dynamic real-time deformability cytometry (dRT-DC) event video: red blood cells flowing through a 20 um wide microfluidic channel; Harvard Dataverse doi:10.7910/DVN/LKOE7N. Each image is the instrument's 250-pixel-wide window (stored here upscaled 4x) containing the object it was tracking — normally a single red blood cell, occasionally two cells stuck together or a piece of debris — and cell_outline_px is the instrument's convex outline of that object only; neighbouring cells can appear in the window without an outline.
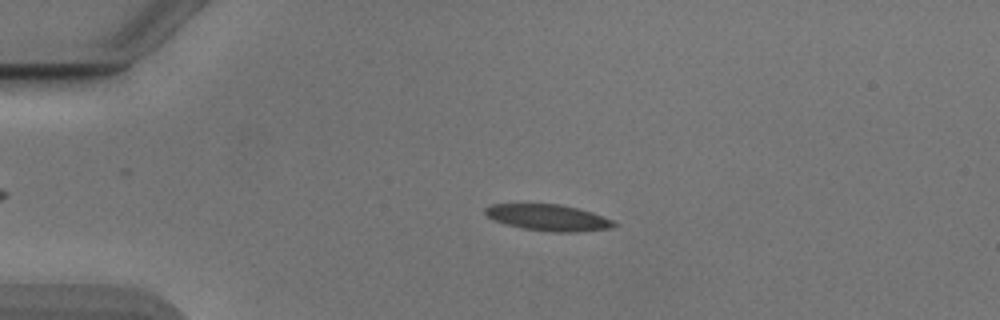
{"species": "Egyptian fruit bat (a non-hibernating species)", "species_latin": "Rousettus aegyptiacus", "temperature_condition": "cold", "stored_images_in_passage": 51, "camera_frame_rate_fps": 3000, "um_per_image_px": 0.085, "animal": {"sex": "male"}, "frame": {"image": 1, "passage_image": 12, "time_ms": 3.667, "image_size_px": [1000, 320], "cell_outline_px": [[616, 224], [608, 228], [576, 232], [552, 232], [524, 228], [508, 224], [496, 220], [488, 216], [484, 212], [484, 208], [492, 204], [560, 204], [592, 212], [612, 220]], "centroid_in_image_um": [46.59, 18.48], "position_along_channel_um": 38.4, "area_um2": 19.31}}
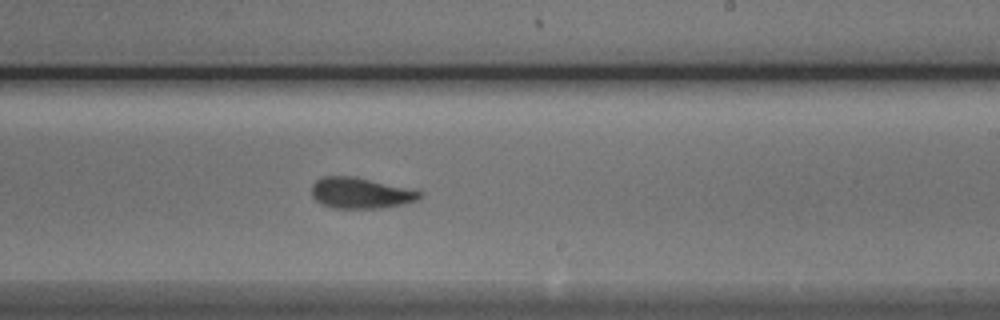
{"frame": {"image": 2, "passage_image": 32, "time_ms": 10.333, "image_size_px": [1000, 320], "cell_outline_px": [[424, 196], [420, 200], [404, 204], [380, 208], [332, 208], [316, 200], [312, 196], [312, 184], [316, 180], [324, 176], [352, 176], [420, 188], [424, 192]], "centroid_in_image_um": [30.81, 16.39], "position_along_channel_um": 258.2, "area_um2": 20.17}}
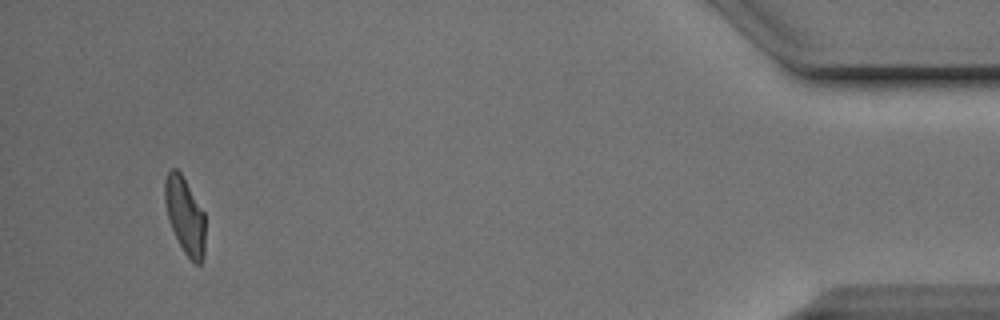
{"frame": {"image": 3, "passage_image": 50, "time_ms": 16.333, "image_size_px": [1000, 320], "cell_outline_px": [[204, 256], [200, 264], [196, 264], [184, 252], [172, 228], [168, 216], [164, 200], [164, 180], [168, 172], [172, 168], [176, 168], [180, 172], [204, 212]], "centroid_in_image_um": [15.71, 18.3], "position_along_channel_um": 419.5, "area_um2": 17.69}}